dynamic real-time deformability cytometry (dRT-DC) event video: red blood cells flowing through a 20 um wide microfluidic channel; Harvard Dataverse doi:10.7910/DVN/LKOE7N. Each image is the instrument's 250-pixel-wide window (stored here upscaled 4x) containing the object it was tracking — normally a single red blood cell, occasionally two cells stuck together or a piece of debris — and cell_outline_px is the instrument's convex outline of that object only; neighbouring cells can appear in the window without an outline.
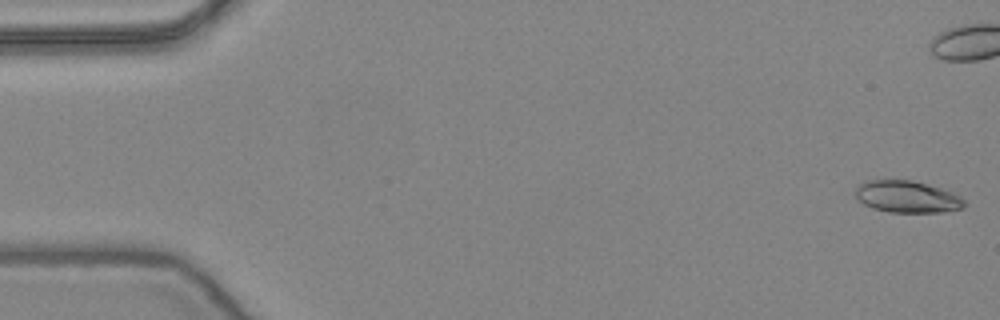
{"species": "common noctule bat (a hibernating species)", "species_latin": "Nyctalus noctula", "temperature_condition": "warm", "stored_images_in_passage": 26, "camera_frame_rate_fps": 3000, "um_per_image_px": 0.085, "animal": {"sex": "female", "body_mass_g": 24.6, "forearm_length_mm": 56.2}, "frame": {"image": 1, "passage_image": 1, "time_ms": 0.0, "image_size_px": [1000, 320], "cell_outline_px": [[968, 204], [964, 208], [940, 212], [888, 212], [872, 208], [864, 204], [852, 192], [860, 184], [868, 180], [908, 180], [940, 188], [952, 192], [960, 196]], "centroid_in_image_um": [77.11, 16.73], "position_along_channel_um": 7.9, "area_um2": 20.17}}